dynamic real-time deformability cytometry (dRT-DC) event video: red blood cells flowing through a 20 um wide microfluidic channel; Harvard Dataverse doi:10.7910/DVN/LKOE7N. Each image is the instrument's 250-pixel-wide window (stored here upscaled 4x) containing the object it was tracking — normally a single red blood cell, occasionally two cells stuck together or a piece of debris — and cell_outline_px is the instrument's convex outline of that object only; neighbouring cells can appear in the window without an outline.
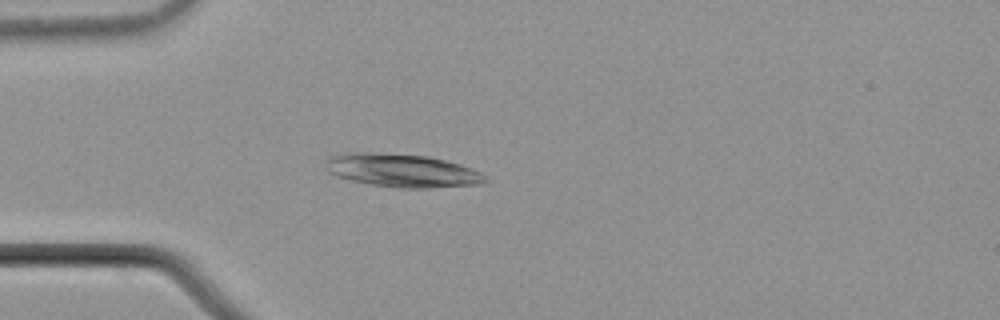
{"species": "common noctule bat (a hibernating species)", "species_latin": "Nyctalus noctula", "temperature_condition": "cold", "stored_images_in_passage": 3, "camera_frame_rate_fps": 3000, "um_per_image_px": 0.085, "animal": {"sex": "male", "body_mass_g": 21.5, "forearm_length_mm": 52.0}, "frame": {"image": 1, "passage_image": 3, "time_ms": 0.667, "image_size_px": [1000, 320], "cell_outline_px": [[488, 180], [480, 184], [428, 188], [400, 188], [372, 184], [352, 180], [336, 176], [328, 172], [324, 164], [328, 156], [344, 152], [372, 152], [428, 156], [460, 164], [472, 168], [480, 172]], "centroid_in_image_um": [34.13, 14.48], "position_along_channel_um": 50.9, "area_um2": 30.98}}